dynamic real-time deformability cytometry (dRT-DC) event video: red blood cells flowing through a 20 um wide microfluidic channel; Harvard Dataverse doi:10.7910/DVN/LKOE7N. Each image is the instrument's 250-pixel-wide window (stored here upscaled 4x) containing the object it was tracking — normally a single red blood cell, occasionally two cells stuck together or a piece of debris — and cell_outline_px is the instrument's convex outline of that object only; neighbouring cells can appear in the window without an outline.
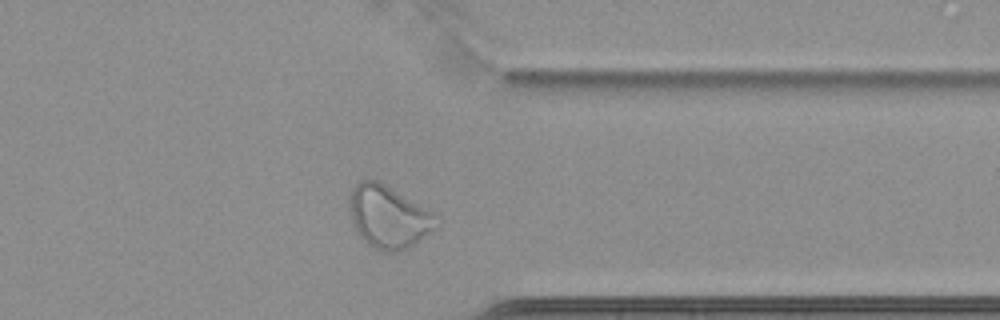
{"species": "common noctule bat (a hibernating species)", "species_latin": "Nyctalus noctula", "temperature_condition": "cold", "stored_images_in_passage": 42, "camera_frame_rate_fps": 3000, "um_per_image_px": 0.085, "animal": {"sex": "female", "body_mass_g": 22.7, "forearm_length_mm": 54.2}, "frame": {"image": 1, "passage_image": 30, "time_ms": 9.667, "image_size_px": [1000, 320], "cell_outline_px": [[440, 224], [432, 232], [408, 248], [396, 252], [384, 252], [368, 244], [356, 232], [352, 224], [348, 212], [348, 196], [352, 188], [360, 180], [380, 180], [432, 212]], "centroid_in_image_um": [32.98, 18.42], "position_along_channel_um": 378.4, "area_um2": 32.08}, "authors_computed_cell_mechanics": {"area_um2": 26.9348, "velocity_mm_per_s": 3.4309, "shape_relaxation_time_tau1_ms": null, "shape_relaxation_time_tau2_ms": 1.5786, "deformation_change_tau1": null, "deformation_change_tau2": 0.0738}}